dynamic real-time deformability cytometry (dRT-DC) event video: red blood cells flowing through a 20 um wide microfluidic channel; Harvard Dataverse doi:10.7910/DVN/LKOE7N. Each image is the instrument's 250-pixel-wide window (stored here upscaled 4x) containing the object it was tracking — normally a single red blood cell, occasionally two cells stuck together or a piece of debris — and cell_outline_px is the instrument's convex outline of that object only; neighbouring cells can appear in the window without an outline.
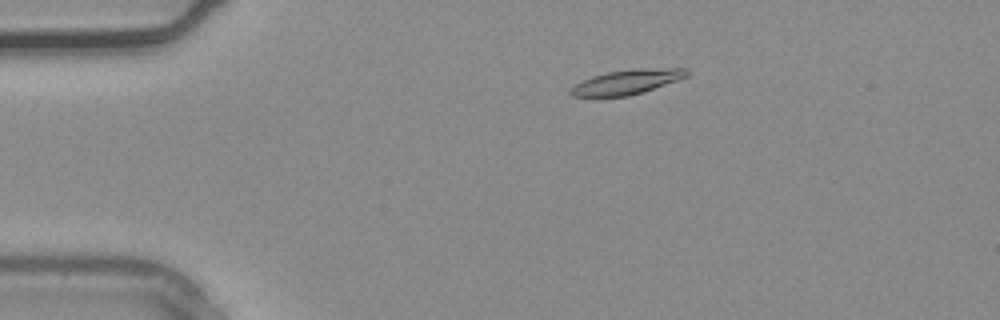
{"species": "common noctule bat (a hibernating species)", "species_latin": "Nyctalus noctula", "temperature_condition": "warm", "stored_images_in_passage": 30, "camera_frame_rate_fps": 3000, "um_per_image_px": 0.085, "animal": {"sex": "male", "body_mass_g": 20.4}, "frame": {"image": 1, "passage_image": 1, "time_ms": 0.0, "image_size_px": [1000, 320], "cell_outline_px": [[692, 72], [688, 76], [644, 92], [628, 96], [572, 96], [568, 92], [576, 84], [592, 76], [608, 72], [640, 68], [688, 68]], "centroid_in_image_um": [53.36, 6.95], "position_along_channel_um": 31.6, "area_um2": 16.59}}